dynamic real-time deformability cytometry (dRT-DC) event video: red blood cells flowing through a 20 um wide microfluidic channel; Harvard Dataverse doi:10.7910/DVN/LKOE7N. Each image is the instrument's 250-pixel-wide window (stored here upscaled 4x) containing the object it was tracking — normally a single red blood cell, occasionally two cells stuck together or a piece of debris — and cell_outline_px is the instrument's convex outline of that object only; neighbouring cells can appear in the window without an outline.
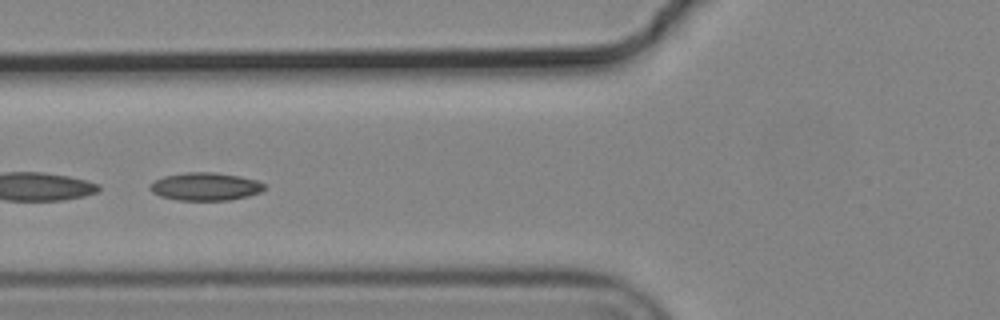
{"species": "common noctule bat (a hibernating species)", "species_latin": "Nyctalus noctula", "temperature_condition": "cold", "stored_images_in_passage": 9, "camera_frame_rate_fps": 3000, "um_per_image_px": 0.085, "animal": {"sex": "male", "body_mass_g": 19.2, "forearm_length_mm": 51.8}, "frame": {"image": 1, "passage_image": 5, "time_ms": 1.333, "image_size_px": [1000, 320], "cell_outline_px": [[264, 188], [260, 192], [248, 196], [228, 200], [176, 200], [160, 196], [152, 192], [148, 188], [148, 184], [164, 176], [188, 172], [212, 172], [240, 176], [256, 180], [264, 184]], "centroid_in_image_um": [17.42, 15.86], "position_along_channel_um": 108.4, "area_um2": 18.55}}
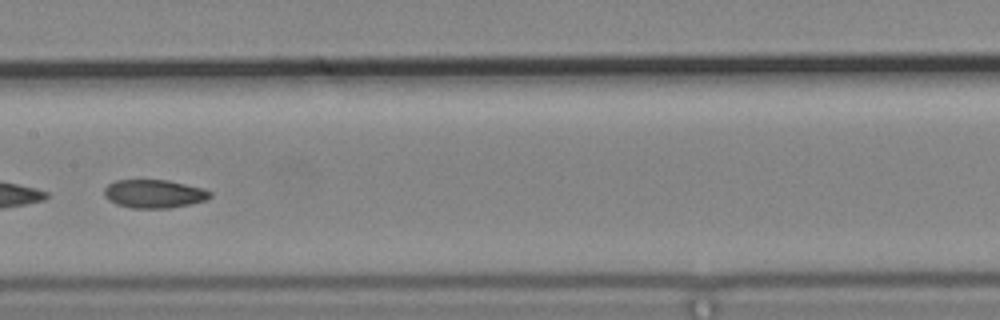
{"frame": {"image": 2, "passage_image": 7, "time_ms": 2.0, "image_size_px": [1000, 320], "cell_outline_px": [[212, 196], [208, 200], [168, 208], [132, 208], [116, 204], [108, 200], [104, 196], [104, 188], [108, 184], [116, 180], [168, 180], [204, 188], [212, 192]], "centroid_in_image_um": [13.1, 16.47], "position_along_channel_um": 194.3, "area_um2": 17.63}}
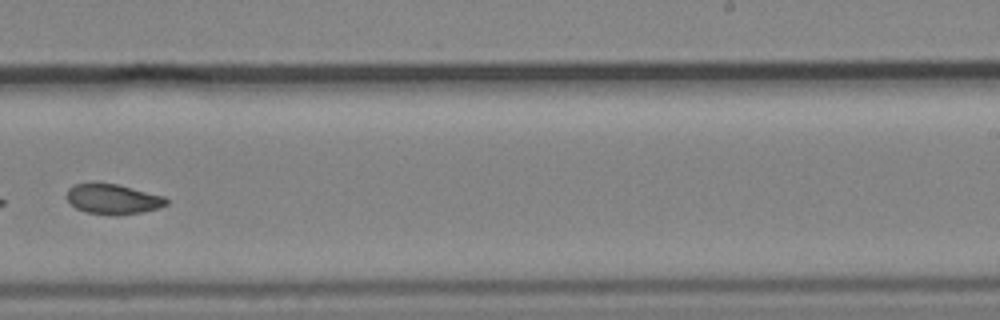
{"frame": {"image": 3, "passage_image": 9, "time_ms": 2.667, "image_size_px": [1000, 320], "cell_outline_px": [[168, 204], [160, 208], [144, 212], [116, 216], [84, 212], [76, 208], [68, 200], [68, 188], [72, 184], [92, 180], [116, 184], [164, 196], [168, 200]], "centroid_in_image_um": [9.58, 16.9], "position_along_channel_um": 279.4, "area_um2": 18.03}}